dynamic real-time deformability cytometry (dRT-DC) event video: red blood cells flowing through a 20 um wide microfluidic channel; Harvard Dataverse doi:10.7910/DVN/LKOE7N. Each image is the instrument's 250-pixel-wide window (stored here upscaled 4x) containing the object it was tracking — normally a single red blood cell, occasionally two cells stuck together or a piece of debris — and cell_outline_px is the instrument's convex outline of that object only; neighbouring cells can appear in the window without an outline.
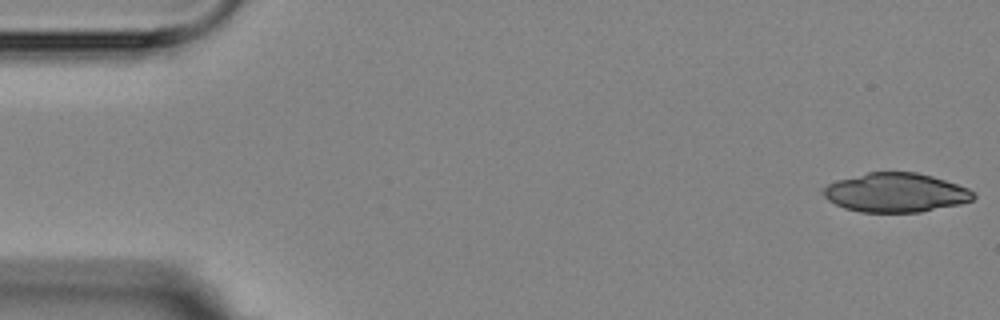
{"species": "Egyptian fruit bat (a non-hibernating species)", "species_latin": "Rousettus aegyptiacus", "temperature_condition": "room temperature", "stored_images_in_passage": 5, "camera_frame_rate_fps": 3000, "um_per_image_px": 0.085, "animal": {"sex": "female"}, "frame": {"image": 1, "passage_image": 1, "time_ms": 0.0, "image_size_px": [1000, 320], "cell_outline_px": [[976, 196], [972, 200], [960, 204], [920, 212], [860, 212], [844, 208], [828, 200], [820, 192], [828, 184], [836, 180], [868, 172], [916, 172], [932, 176], [968, 188]], "centroid_in_image_um": [76.11, 16.37], "position_along_channel_um": 8.9, "area_um2": 34.16}}